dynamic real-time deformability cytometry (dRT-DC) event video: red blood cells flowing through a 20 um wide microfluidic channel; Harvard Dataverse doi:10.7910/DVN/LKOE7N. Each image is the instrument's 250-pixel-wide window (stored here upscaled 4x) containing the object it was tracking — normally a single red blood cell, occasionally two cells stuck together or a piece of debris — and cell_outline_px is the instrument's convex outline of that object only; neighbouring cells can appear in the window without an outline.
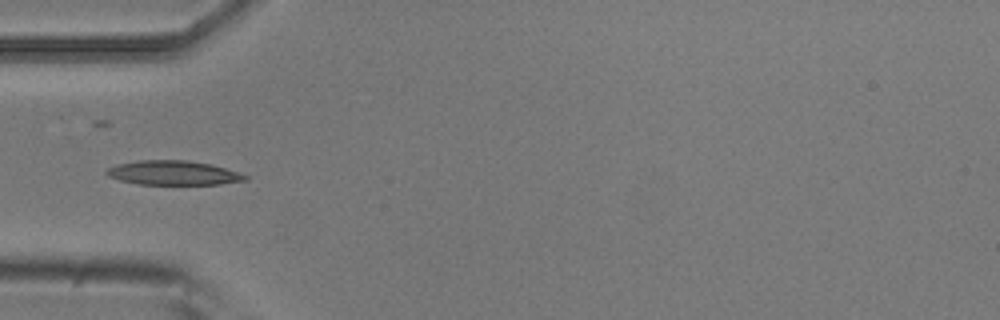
{"species": "common noctule bat (a hibernating species)", "species_latin": "Nyctalus noctula", "temperature_condition": "room temperature", "stored_images_in_passage": 7, "camera_frame_rate_fps": 3000, "um_per_image_px": 0.085, "animal": {"sex": "male", "body_mass_g": 20.5, "forearm_length_mm": 52.5}, "frame": {"image": 1, "passage_image": 7, "time_ms": 2.0, "image_size_px": [1000, 320], "cell_outline_px": [[248, 180], [220, 184], [136, 184], [120, 180], [108, 176], [104, 172], [108, 168], [116, 164], [140, 160], [188, 160], [212, 164], [248, 176]], "centroid_in_image_um": [14.7, 14.69], "position_along_channel_um": 70.3, "area_um2": 19.59}}